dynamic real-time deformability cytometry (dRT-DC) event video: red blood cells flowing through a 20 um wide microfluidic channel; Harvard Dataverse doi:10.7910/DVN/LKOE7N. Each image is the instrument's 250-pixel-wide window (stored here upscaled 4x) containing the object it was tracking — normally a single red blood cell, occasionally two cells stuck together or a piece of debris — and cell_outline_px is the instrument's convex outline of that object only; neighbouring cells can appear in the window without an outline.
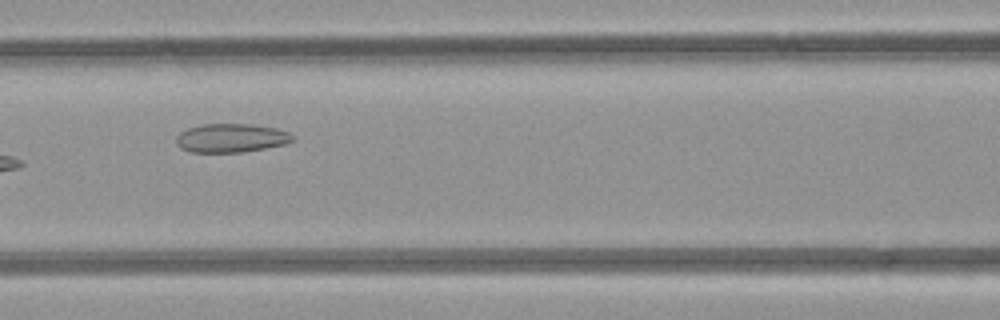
{"species": "common noctule bat (a hibernating species)", "species_latin": "Nyctalus noctula", "temperature_condition": "room temperature", "stored_images_in_passage": 7, "camera_frame_rate_fps": 3000, "um_per_image_px": 0.085, "animal": {"sex": "female", "body_mass_g": 21.9}, "frame": {"image": 1, "passage_image": 6, "time_ms": 6.667, "image_size_px": [1000, 320], "cell_outline_px": [[296, 136], [292, 140], [284, 144], [264, 148], [240, 152], [192, 152], [180, 148], [176, 144], [176, 136], [180, 132], [188, 128], [204, 124], [252, 124], [276, 128], [288, 132]], "centroid_in_image_um": [19.63, 11.72], "position_along_channel_um": 147.0, "area_um2": 19.42}}
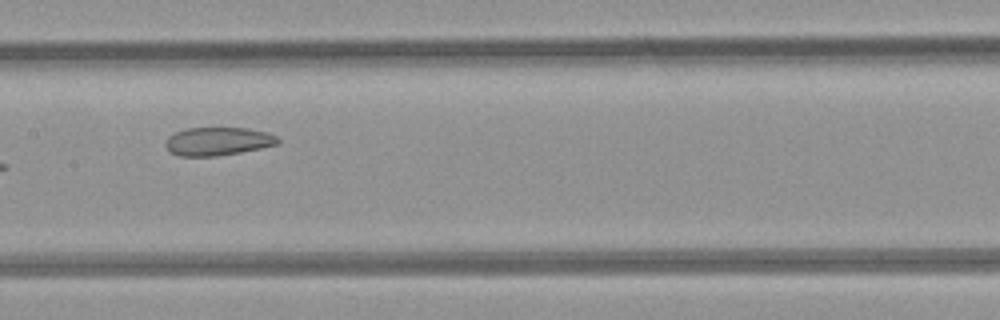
{"frame": {"image": 2, "passage_image": 7, "time_ms": 7.667, "image_size_px": [1000, 320], "cell_outline_px": [[280, 144], [240, 152], [216, 156], [180, 156], [172, 152], [164, 144], [168, 136], [176, 132], [188, 128], [248, 128], [268, 132], [276, 136], [280, 140]], "centroid_in_image_um": [18.55, 12.01], "position_along_channel_um": 188.8, "area_um2": 18.44}}